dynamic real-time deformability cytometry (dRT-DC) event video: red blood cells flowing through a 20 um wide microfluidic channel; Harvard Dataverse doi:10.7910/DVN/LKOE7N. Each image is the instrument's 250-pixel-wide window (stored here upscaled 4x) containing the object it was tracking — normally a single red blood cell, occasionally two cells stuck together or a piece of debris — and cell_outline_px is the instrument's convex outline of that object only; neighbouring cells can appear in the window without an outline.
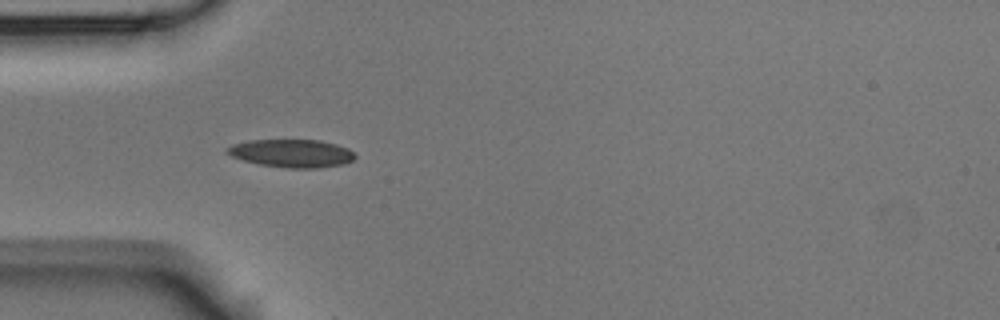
{"species": "Egyptian fruit bat (a non-hibernating species)", "species_latin": "Rousettus aegyptiacus", "temperature_condition": "room temperature", "stored_images_in_passage": 1, "camera_frame_rate_fps": 3000, "um_per_image_px": 0.085, "animal": {"sex": "male"}, "frame": {"image": 1, "passage_image": 1, "time_ms": 0.0, "image_size_px": [1000, 320], "cell_outline_px": [[356, 156], [352, 160], [344, 164], [316, 168], [288, 168], [260, 164], [244, 160], [232, 156], [224, 152], [224, 148], [232, 144], [248, 140], [320, 140], [336, 144], [348, 148]], "centroid_in_image_um": [24.76, 13.02], "position_along_channel_um": 60.2, "area_um2": 20.87}}